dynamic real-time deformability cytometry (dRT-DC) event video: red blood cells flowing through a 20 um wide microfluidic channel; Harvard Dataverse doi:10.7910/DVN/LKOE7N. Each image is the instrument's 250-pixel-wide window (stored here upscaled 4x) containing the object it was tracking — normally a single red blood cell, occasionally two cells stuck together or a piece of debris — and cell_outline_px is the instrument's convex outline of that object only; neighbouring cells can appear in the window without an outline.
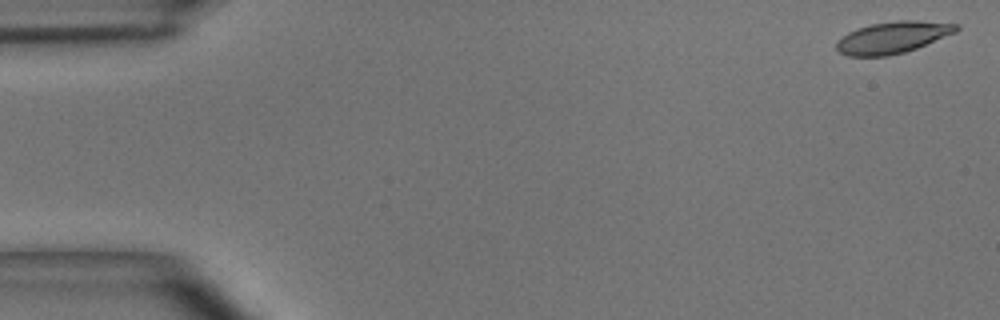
{"species": "common noctule bat (a hibernating species)", "species_latin": "Nyctalus noctula", "temperature_condition": "room temperature", "stored_images_in_passage": 8, "camera_frame_rate_fps": 3000, "um_per_image_px": 0.085, "animal": {"sex": "male", "body_mass_g": 15.6}, "frame": {"image": 1, "passage_image": 2, "time_ms": 0.333, "image_size_px": [1000, 320], "cell_outline_px": [[960, 28], [956, 32], [916, 48], [904, 52], [888, 56], [848, 56], [840, 52], [836, 48], [836, 44], [848, 32], [856, 28], [872, 24], [896, 20], [916, 20], [960, 24]], "centroid_in_image_um": [75.9, 3.17], "position_along_channel_um": 9.1, "area_um2": 22.02}}